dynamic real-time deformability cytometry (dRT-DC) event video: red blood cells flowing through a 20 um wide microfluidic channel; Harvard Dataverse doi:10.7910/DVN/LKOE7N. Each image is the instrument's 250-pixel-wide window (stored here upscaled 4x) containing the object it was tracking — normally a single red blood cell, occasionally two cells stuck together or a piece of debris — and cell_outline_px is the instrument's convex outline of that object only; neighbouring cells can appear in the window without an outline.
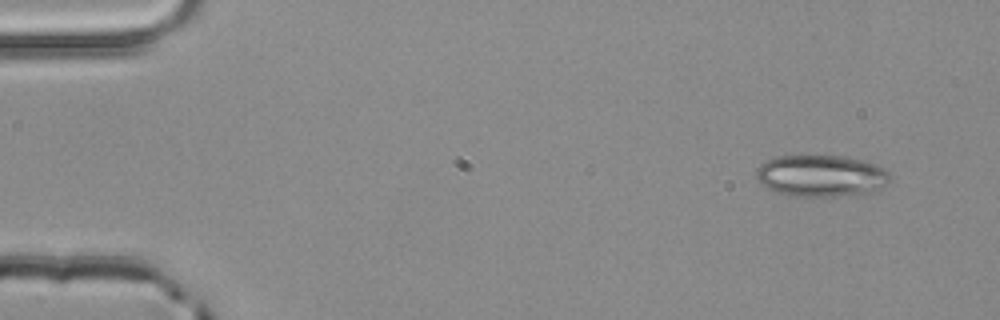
{"species": "common noctule bat (a hibernating species)", "species_latin": "Nyctalus noctula", "temperature_condition": "room temperature", "stored_images_in_passage": 3, "camera_frame_rate_fps": 3000, "um_per_image_px": 0.085, "animal": {"sex": "male", "body_mass_g": 20.4}, "frame": {"image": 1, "passage_image": 1, "time_ms": 0.0, "image_size_px": [1000, 320], "cell_outline_px": [[888, 184], [876, 192], [852, 196], [796, 196], [780, 192], [768, 188], [760, 184], [756, 176], [756, 168], [760, 164], [776, 156], [844, 156], [864, 160], [876, 164], [884, 168], [888, 172]], "centroid_in_image_um": [69.84, 14.95], "position_along_channel_um": 15.2, "area_um2": 32.77}}